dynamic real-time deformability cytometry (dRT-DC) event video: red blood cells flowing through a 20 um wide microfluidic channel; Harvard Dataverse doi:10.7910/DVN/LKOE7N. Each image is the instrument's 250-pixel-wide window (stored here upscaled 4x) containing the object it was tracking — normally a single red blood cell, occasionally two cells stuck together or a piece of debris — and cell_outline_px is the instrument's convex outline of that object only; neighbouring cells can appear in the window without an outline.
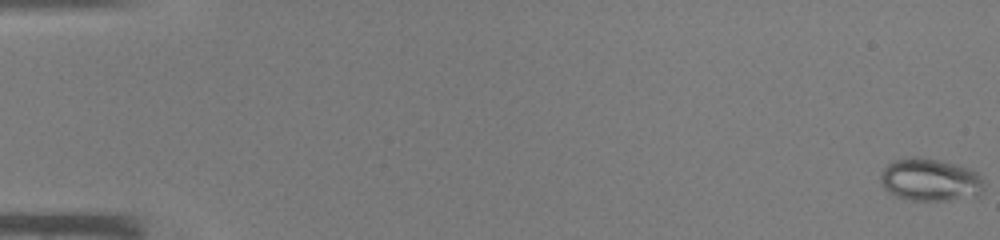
{"species": "common noctule bat (a hibernating species)", "species_latin": "Nyctalus noctula", "temperature_condition": "warm", "stored_images_in_passage": 46, "camera_frame_rate_fps": 3000, "um_per_image_px": 0.085, "animal": {"sex": "male", "body_mass_g": 19.0, "forearm_length_mm": 50.8}, "frame": {"image": 1, "passage_image": 1, "time_ms": 0.0, "image_size_px": [1000, 240], "cell_outline_px": [[984, 188], [976, 196], [944, 200], [908, 200], [896, 196], [888, 192], [884, 188], [880, 180], [880, 176], [884, 168], [892, 160], [912, 156], [916, 156], [940, 160], [960, 164], [976, 172], [984, 180]], "centroid_in_image_um": [79.05, 15.26], "position_along_channel_um": 6.0, "area_um2": 25.89}}
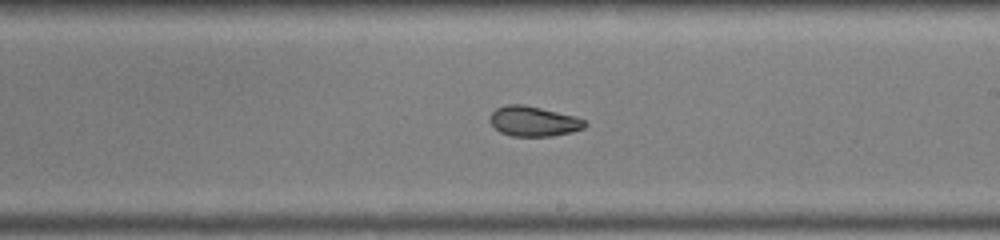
{"frame": {"image": 2, "passage_image": 28, "time_ms": 9.0, "image_size_px": [1000, 240], "cell_outline_px": [[588, 124], [584, 128], [572, 132], [552, 136], [512, 136], [500, 132], [492, 124], [492, 112], [496, 108], [508, 104], [524, 104], [576, 116], [584, 120]], "centroid_in_image_um": [45.4, 10.31], "position_along_channel_um": 243.6, "area_um2": 16.53}}
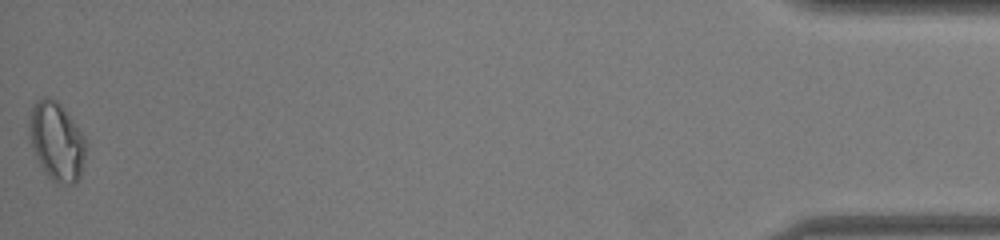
{"frame": {"image": 3, "passage_image": 46, "time_ms": 15.0, "image_size_px": [1000, 240], "cell_outline_px": [[88, 144], [84, 164], [80, 176], [76, 184], [56, 184], [48, 176], [40, 164], [36, 156], [32, 144], [28, 124], [32, 104], [36, 100], [44, 96], [48, 96], [56, 100], [64, 108], [84, 136]], "centroid_in_image_um": [4.84, 12.01], "position_along_channel_um": 430.4, "area_um2": 26.18}}